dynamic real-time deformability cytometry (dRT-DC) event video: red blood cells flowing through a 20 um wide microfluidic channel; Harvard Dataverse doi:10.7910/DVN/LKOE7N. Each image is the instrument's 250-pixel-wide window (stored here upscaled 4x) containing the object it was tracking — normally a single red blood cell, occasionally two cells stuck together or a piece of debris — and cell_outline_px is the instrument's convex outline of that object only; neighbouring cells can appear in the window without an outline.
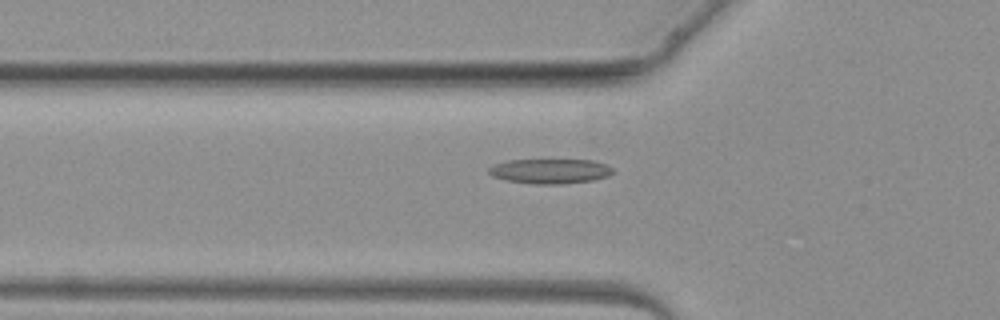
{"species": "common noctule bat (a hibernating species)", "species_latin": "Nyctalus noctula", "temperature_condition": "warm", "stored_images_in_passage": 3, "camera_frame_rate_fps": 3000, "um_per_image_px": 0.085, "animal": {"sex": "female", "body_mass_g": 19.3, "forearm_length_mm": 54.1}, "frame": {"image": 1, "passage_image": 3, "time_ms": 3.333, "image_size_px": [1000, 320], "cell_outline_px": [[616, 172], [608, 176], [592, 180], [560, 184], [536, 184], [508, 180], [492, 176], [488, 172], [488, 168], [496, 164], [508, 160], [592, 160], [608, 164], [616, 168]], "centroid_in_image_um": [46.84, 14.54], "position_along_channel_um": 79.0, "area_um2": 17.98}}